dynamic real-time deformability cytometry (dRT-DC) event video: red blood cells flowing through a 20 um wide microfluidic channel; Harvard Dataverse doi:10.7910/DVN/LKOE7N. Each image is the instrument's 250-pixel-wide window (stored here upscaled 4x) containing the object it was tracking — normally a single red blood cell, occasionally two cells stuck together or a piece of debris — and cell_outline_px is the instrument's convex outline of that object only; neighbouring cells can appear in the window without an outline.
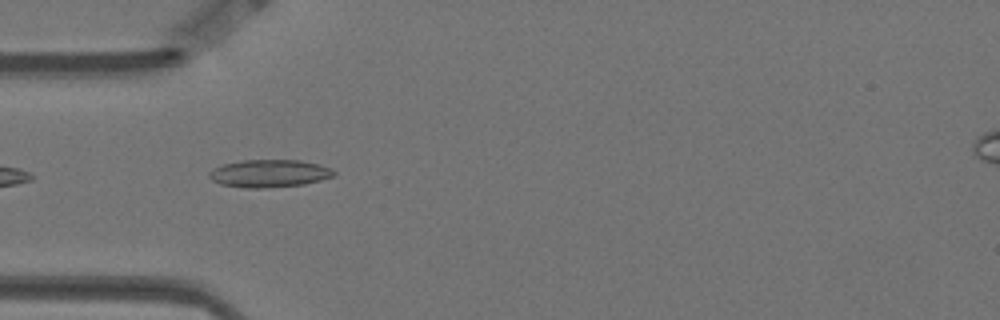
{"species": "Egyptian fruit bat (a non-hibernating species)", "species_latin": "Rousettus aegyptiacus", "temperature_condition": "warm", "stored_images_in_passage": 42, "camera_frame_rate_fps": 3000, "um_per_image_px": 0.085, "animal": {"sex": "female"}, "frame": {"image": 1, "passage_image": 2, "time_ms": 0.333, "image_size_px": [1000, 320], "cell_outline_px": [[336, 176], [304, 184], [264, 188], [244, 188], [220, 184], [212, 180], [208, 176], [208, 172], [212, 168], [224, 164], [244, 160], [300, 160], [332, 168], [336, 172]], "centroid_in_image_um": [22.88, 14.74], "position_along_channel_um": 62.1, "area_um2": 20.17}}
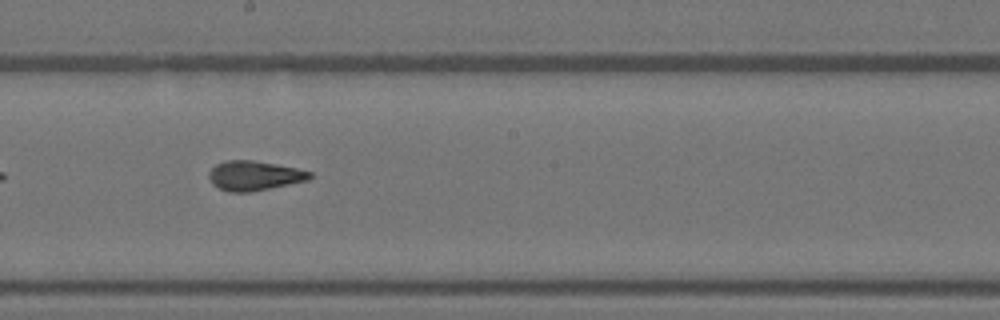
{"frame": {"image": 2, "passage_image": 16, "time_ms": 5.0, "image_size_px": [1000, 320], "cell_outline_px": [[312, 176], [308, 180], [248, 192], [228, 192], [212, 184], [208, 176], [208, 172], [216, 164], [224, 160], [252, 160], [276, 164], [296, 168], [312, 172]], "centroid_in_image_um": [21.58, 14.92], "position_along_channel_um": 226.6, "area_um2": 17.28}}
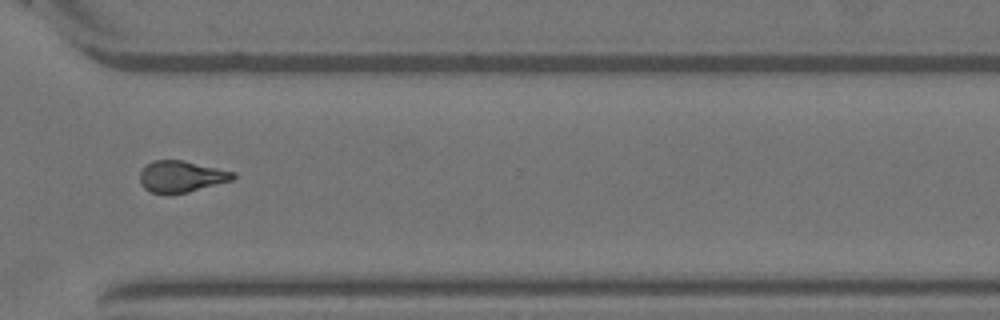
{"frame": {"image": 3, "passage_image": 27, "time_ms": 8.667, "image_size_px": [1000, 320], "cell_outline_px": [[236, 176], [232, 180], [188, 192], [168, 196], [152, 192], [144, 188], [140, 184], [140, 172], [144, 164], [152, 160], [180, 160], [236, 172]], "centroid_in_image_um": [15.36, 15.02], "position_along_channel_um": 355.2, "area_um2": 17.34}, "authors_computed_cell_mechanics": {"area_um2": 17.0799, "velocity_mm_per_s": 3.5184, "shape_relaxation_time_tau1_ms": 4.8581, "shape_relaxation_time_tau2_ms": 3.2383, "deformation_change_tau1": 0.1725, "deformation_change_tau2": 0.1128}}